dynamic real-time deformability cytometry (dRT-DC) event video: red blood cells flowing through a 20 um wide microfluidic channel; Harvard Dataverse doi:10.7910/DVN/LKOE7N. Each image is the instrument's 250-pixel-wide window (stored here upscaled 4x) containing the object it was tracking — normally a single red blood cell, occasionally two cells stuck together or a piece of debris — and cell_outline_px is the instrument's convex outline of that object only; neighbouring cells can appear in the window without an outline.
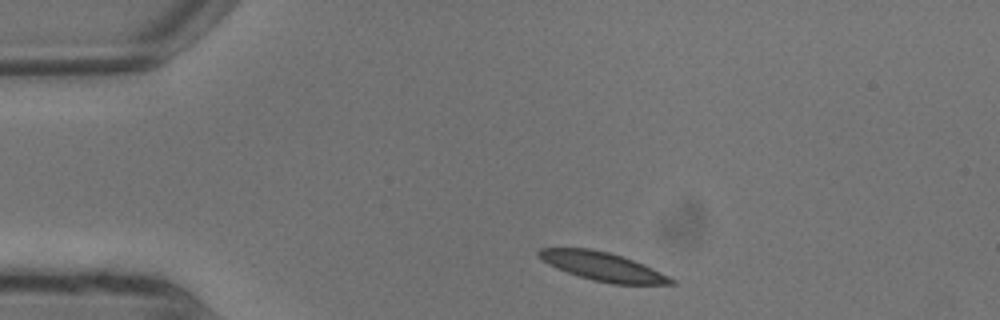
{"species": "common noctule bat (a hibernating species)", "species_latin": "Nyctalus noctula", "temperature_condition": "warm", "stored_images_in_passage": 4, "camera_frame_rate_fps": 3000, "um_per_image_px": 0.085, "animal": {"sex": "male", "body_mass_g": 13.3}, "frame": {"image": 1, "passage_image": 1, "time_ms": 0.0, "image_size_px": [1000, 320], "cell_outline_px": [[676, 284], [612, 284], [592, 280], [556, 268], [548, 264], [536, 252], [540, 248], [588, 248], [608, 252], [644, 264], [676, 280]], "centroid_in_image_um": [51.24, 22.66], "position_along_channel_um": 33.8, "area_um2": 21.73}}
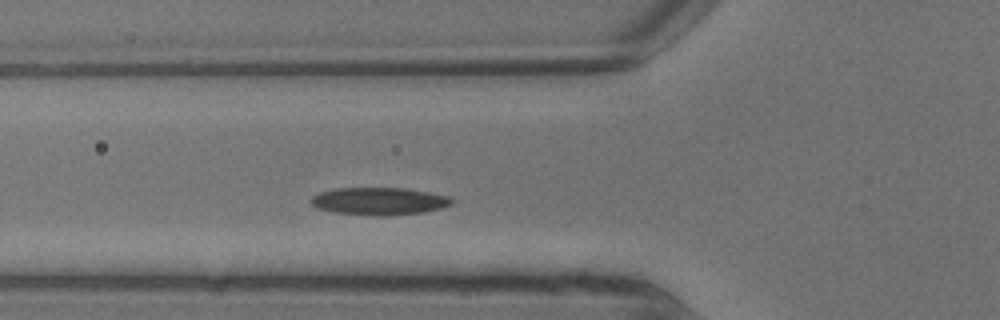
{"frame": {"image": 2, "passage_image": 4, "time_ms": 1.0, "image_size_px": [1000, 320], "cell_outline_px": [[456, 200], [452, 204], [444, 208], [424, 212], [380, 216], [376, 216], [332, 212], [316, 208], [308, 200], [312, 196], [320, 192], [336, 188], [404, 188], [428, 192], [448, 196]], "centroid_in_image_um": [32.23, 17.1], "position_along_channel_um": 93.6, "area_um2": 22.77}}